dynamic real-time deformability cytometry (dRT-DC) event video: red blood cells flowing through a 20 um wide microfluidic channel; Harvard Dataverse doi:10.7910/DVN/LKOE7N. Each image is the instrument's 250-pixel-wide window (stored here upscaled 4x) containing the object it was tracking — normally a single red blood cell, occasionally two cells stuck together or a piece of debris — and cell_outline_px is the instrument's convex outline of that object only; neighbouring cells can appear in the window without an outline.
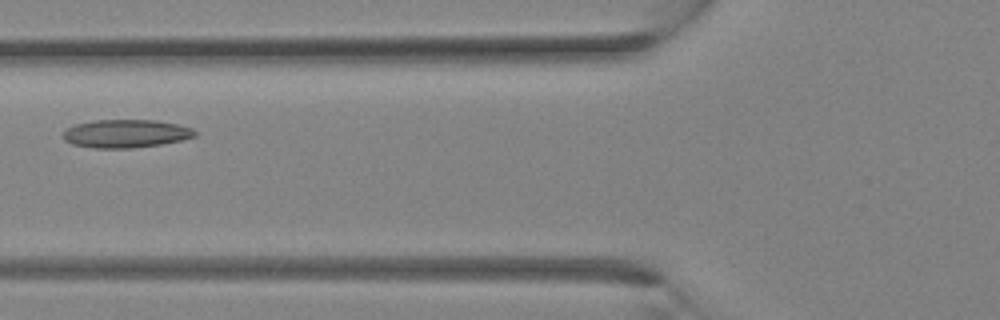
{"species": "Egyptian fruit bat (a non-hibernating species)", "species_latin": "Rousettus aegyptiacus", "temperature_condition": "room temperature", "stored_images_in_passage": 3, "camera_frame_rate_fps": 3000, "um_per_image_px": 0.085, "animal": {"sex": "female"}, "frame": {"image": 1, "passage_image": 3, "time_ms": 0.667, "image_size_px": [1000, 320], "cell_outline_px": [[196, 136], [180, 140], [160, 144], [132, 148], [92, 148], [72, 144], [64, 140], [64, 132], [68, 128], [76, 124], [96, 120], [156, 120], [180, 124], [192, 128], [196, 132]], "centroid_in_image_um": [10.71, 11.35], "position_along_channel_um": 115.1, "area_um2": 21.56}}